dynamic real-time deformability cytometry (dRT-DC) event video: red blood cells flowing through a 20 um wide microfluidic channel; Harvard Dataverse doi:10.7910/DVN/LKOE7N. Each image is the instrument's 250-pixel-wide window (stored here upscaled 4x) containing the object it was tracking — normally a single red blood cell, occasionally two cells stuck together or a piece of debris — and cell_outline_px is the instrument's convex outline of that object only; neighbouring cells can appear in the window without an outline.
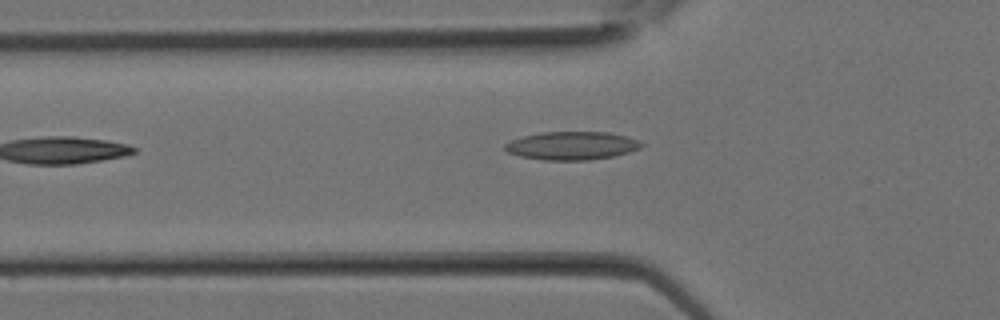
{"species": "Egyptian fruit bat (a non-hibernating species)", "species_latin": "Rousettus aegyptiacus", "temperature_condition": "room temperature", "stored_images_in_passage": 9, "camera_frame_rate_fps": 3000, "um_per_image_px": 0.085, "animal": {"sex": "female"}, "frame": {"image": 1, "passage_image": 9, "time_ms": 2.667, "image_size_px": [1000, 320], "cell_outline_px": [[644, 144], [640, 148], [628, 152], [612, 156], [588, 160], [544, 160], [520, 156], [508, 152], [504, 148], [504, 144], [512, 140], [524, 136], [540, 132], [608, 132], [640, 140]], "centroid_in_image_um": [48.61, 12.38], "position_along_channel_um": 77.2, "area_um2": 22.31}}